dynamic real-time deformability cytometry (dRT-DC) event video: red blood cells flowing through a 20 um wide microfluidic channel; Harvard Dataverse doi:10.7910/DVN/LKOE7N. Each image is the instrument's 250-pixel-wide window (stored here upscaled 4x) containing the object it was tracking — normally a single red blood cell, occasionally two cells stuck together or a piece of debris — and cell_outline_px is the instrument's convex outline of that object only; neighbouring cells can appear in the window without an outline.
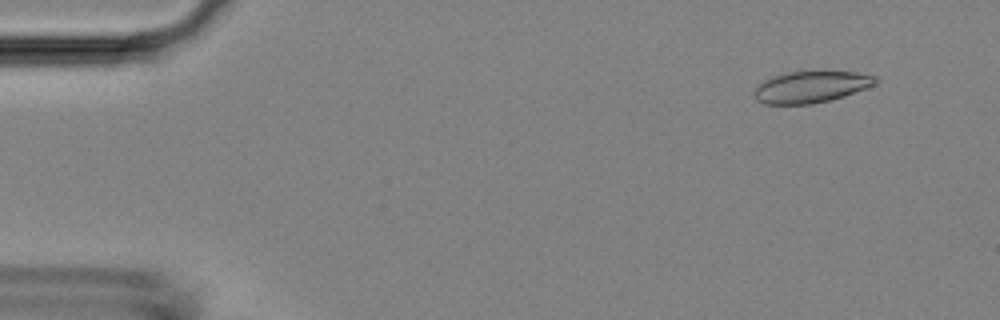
{"species": "Egyptian fruit bat (a non-hibernating species)", "species_latin": "Rousettus aegyptiacus", "temperature_condition": "room temperature", "stored_images_in_passage": 4, "camera_frame_rate_fps": 3000, "um_per_image_px": 0.085, "animal": {"sex": "female"}, "frame": {"image": 1, "passage_image": 1, "time_ms": 0.0, "image_size_px": [1000, 320], "cell_outline_px": [[880, 80], [876, 84], [844, 96], [832, 100], [812, 104], [764, 104], [756, 100], [752, 96], [752, 92], [764, 80], [788, 72], [856, 72], [876, 76]], "centroid_in_image_um": [68.94, 7.4], "position_along_channel_um": 16.1, "area_um2": 22.25}}
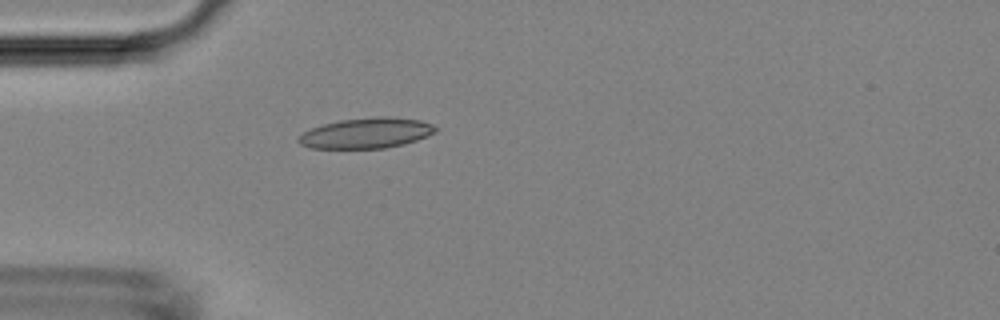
{"frame": {"image": 2, "passage_image": 4, "time_ms": 3.333, "image_size_px": [1000, 320], "cell_outline_px": [[440, 128], [436, 132], [428, 136], [404, 144], [384, 148], [308, 148], [300, 144], [296, 140], [304, 132], [312, 128], [324, 124], [340, 120], [376, 116], [384, 116], [420, 120], [432, 124]], "centroid_in_image_um": [31.17, 11.31], "position_along_channel_um": 53.8, "area_um2": 24.33}}